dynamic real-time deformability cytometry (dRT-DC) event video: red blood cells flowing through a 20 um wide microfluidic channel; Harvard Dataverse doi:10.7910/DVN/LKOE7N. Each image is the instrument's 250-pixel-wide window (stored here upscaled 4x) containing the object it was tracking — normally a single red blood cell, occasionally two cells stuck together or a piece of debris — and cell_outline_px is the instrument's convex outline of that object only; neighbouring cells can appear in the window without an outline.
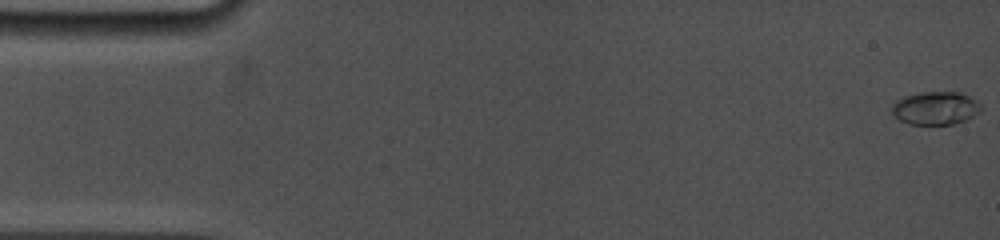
{"species": "common noctule bat (a hibernating species)", "species_latin": "Nyctalus noctula", "temperature_condition": "cold", "stored_images_in_passage": 54, "camera_frame_rate_fps": 5000, "um_per_image_px": 0.085, "animal": {"sex": "female", "body_mass_g": 19.0, "forearm_length_mm": 53.3}, "frame": {"image": 1, "passage_image": 1, "time_ms": 0.0, "image_size_px": [1000, 240], "cell_outline_px": [[980, 112], [964, 120], [952, 124], [908, 124], [900, 120], [892, 112], [892, 104], [896, 100], [904, 96], [920, 92], [960, 92], [976, 100], [980, 104]], "centroid_in_image_um": [79.49, 9.18], "position_along_channel_um": 5.5, "area_um2": 17.05}}
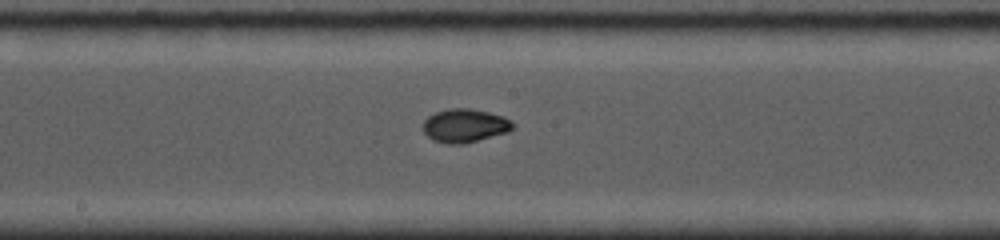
{"frame": {"image": 2, "passage_image": 33, "time_ms": 8.8, "image_size_px": [1000, 240], "cell_outline_px": [[516, 124], [508, 132], [460, 144], [448, 144], [432, 140], [424, 132], [424, 120], [428, 116], [436, 112], [448, 108], [468, 108], [488, 112], [504, 116]], "centroid_in_image_um": [39.51, 10.67], "position_along_channel_um": 208.7, "area_um2": 17.4}}
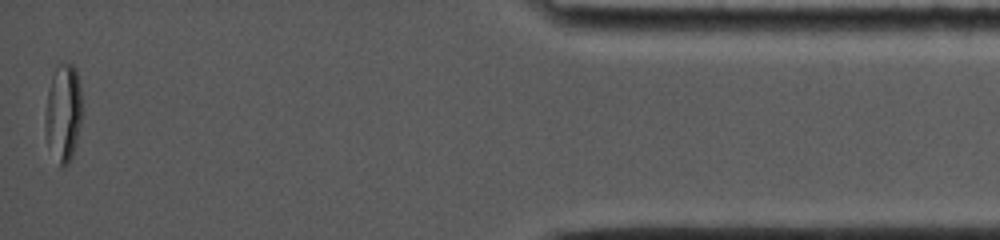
{"frame": {"image": 3, "passage_image": 54, "time_ms": 16.0, "image_size_px": [1000, 240], "cell_outline_px": [[80, 124], [76, 144], [72, 156], [68, 164], [64, 168], [60, 168], [48, 140], [44, 128], [44, 120], [48, 88], [52, 76], [56, 68], [60, 64], [72, 64], [76, 68], [80, 88]], "centroid_in_image_um": [5.37, 9.6], "position_along_channel_um": 429.8, "area_um2": 20.63}, "authors_computed_cell_mechanics": {"area_um2": 16.9354, "velocity_mm_per_s": 3.8948, "shape_relaxation_time_tau1_ms": 4.8361, "shape_relaxation_time_tau2_ms": 0.8855, "deformation_change_tau1": 0.1718, "deformation_change_tau2": 0.0334}}